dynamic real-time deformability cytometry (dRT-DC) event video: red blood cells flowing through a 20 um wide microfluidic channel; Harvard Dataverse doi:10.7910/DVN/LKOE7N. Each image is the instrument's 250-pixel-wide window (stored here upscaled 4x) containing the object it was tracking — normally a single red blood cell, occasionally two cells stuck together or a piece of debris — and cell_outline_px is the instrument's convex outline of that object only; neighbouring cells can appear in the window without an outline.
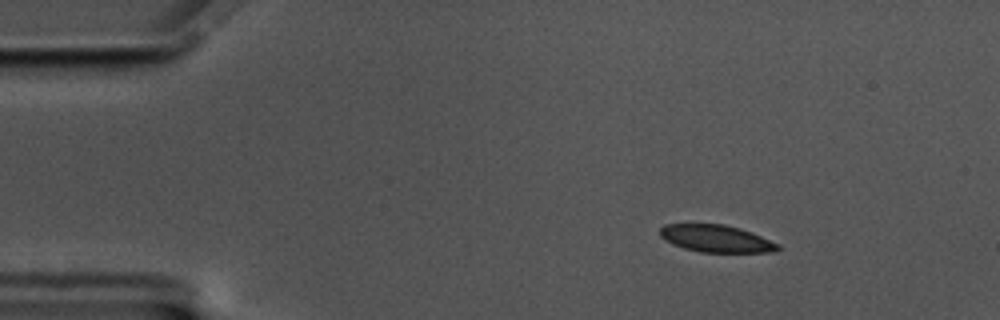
{"species": "common noctule bat (a hibernating species)", "species_latin": "Nyctalus noctula", "temperature_condition": "cold", "stored_images_in_passage": 50, "camera_frame_rate_fps": 3000, "um_per_image_px": 0.085, "animal": {"sex": "male", "body_mass_g": 17.5, "forearm_length_mm": 52.3}, "frame": {"image": 1, "passage_image": 1, "time_ms": 0.0, "image_size_px": [1000, 320], "cell_outline_px": [[780, 248], [776, 252], [700, 252], [684, 248], [672, 244], [664, 240], [660, 236], [660, 228], [664, 224], [724, 224], [740, 228], [752, 232], [780, 244]], "centroid_in_image_um": [60.88, 20.28], "position_along_channel_um": 24.1, "area_um2": 18.84}}
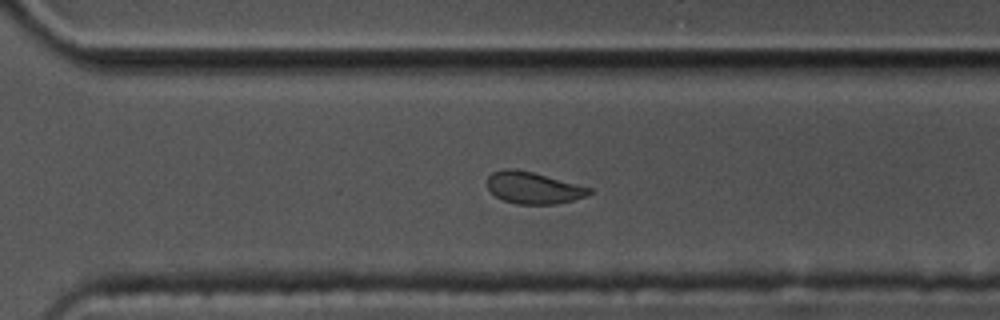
{"frame": {"image": 2, "passage_image": 33, "time_ms": 10.667, "image_size_px": [1000, 320], "cell_outline_px": [[592, 192], [588, 196], [556, 204], [516, 204], [504, 200], [496, 196], [488, 188], [488, 176], [492, 172], [504, 168], [508, 168], [532, 172], [592, 188]], "centroid_in_image_um": [45.34, 15.97], "position_along_channel_um": 325.3, "area_um2": 18.73}}
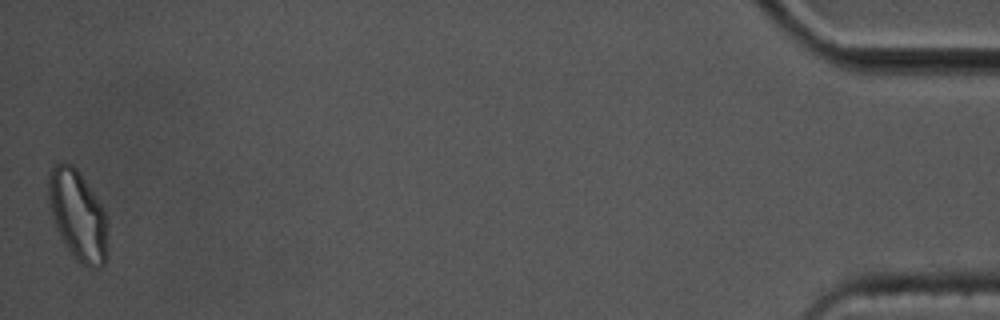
{"frame": {"image": 3, "passage_image": 50, "time_ms": 16.333, "image_size_px": [1000, 320], "cell_outline_px": [[104, 264], [100, 268], [88, 268], [76, 260], [68, 248], [52, 216], [48, 200], [48, 176], [52, 164], [64, 160], [72, 164], [80, 172], [100, 204], [104, 212]], "centroid_in_image_um": [6.54, 18.2], "position_along_channel_um": 428.7, "area_um2": 30.11}, "authors_computed_cell_mechanics": {"area_um2": 20.2011, "velocity_mm_per_s": 3.4749, "shape_relaxation_time_tau1_ms": 8.8502, "shape_relaxation_time_tau2_ms": 2.3581, "deformation_change_tau1": 0.1533, "deformation_change_tau2": 0.0469}}